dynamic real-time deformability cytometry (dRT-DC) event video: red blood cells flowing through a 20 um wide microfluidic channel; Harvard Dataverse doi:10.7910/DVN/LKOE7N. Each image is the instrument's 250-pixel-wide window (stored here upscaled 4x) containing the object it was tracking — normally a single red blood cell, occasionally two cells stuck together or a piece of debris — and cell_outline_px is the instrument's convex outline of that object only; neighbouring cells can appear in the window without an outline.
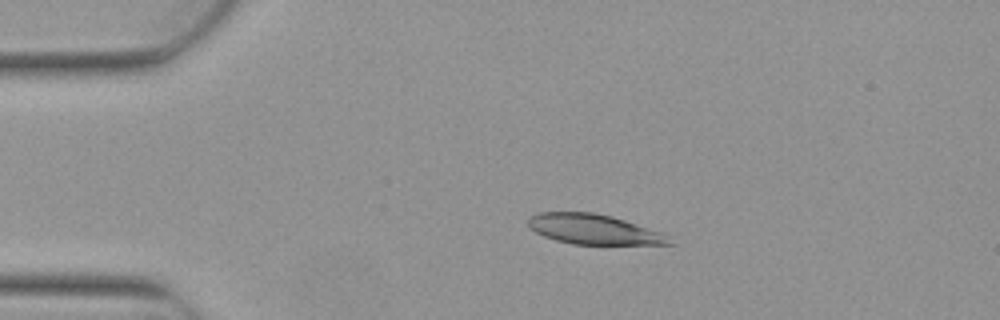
{"species": "Egyptian fruit bat (a non-hibernating species)", "species_latin": "Rousettus aegyptiacus", "temperature_condition": "warm", "stored_images_in_passage": 4, "camera_frame_rate_fps": 3000, "um_per_image_px": 0.085, "animal": {"sex": "female"}, "frame": {"image": 1, "passage_image": 3, "time_ms": 0.667, "image_size_px": [1000, 320], "cell_outline_px": [[676, 244], [572, 244], [556, 240], [544, 236], [536, 232], [528, 224], [528, 220], [532, 216], [540, 212], [592, 212], [612, 216], [660, 232]], "centroid_in_image_um": [50.44, 19.49], "position_along_channel_um": 34.6, "area_um2": 24.22}}